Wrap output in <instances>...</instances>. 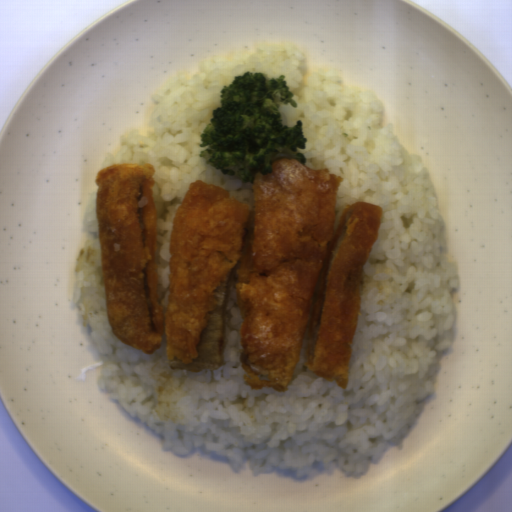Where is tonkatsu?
<instances>
[{"label": "tonkatsu", "instance_id": "tonkatsu-1", "mask_svg": "<svg viewBox=\"0 0 512 512\" xmlns=\"http://www.w3.org/2000/svg\"><path fill=\"white\" fill-rule=\"evenodd\" d=\"M256 172L252 208L224 187L189 182L169 238L163 312L157 258L155 167L97 170L95 213L106 310L116 339L145 354L161 347L169 370L224 365L230 289L237 293L239 363L250 390L287 392L307 332L303 366L346 389L364 265L384 210L346 205L335 229L343 177L277 158Z\"/></svg>", "mask_w": 512, "mask_h": 512}]
</instances>
